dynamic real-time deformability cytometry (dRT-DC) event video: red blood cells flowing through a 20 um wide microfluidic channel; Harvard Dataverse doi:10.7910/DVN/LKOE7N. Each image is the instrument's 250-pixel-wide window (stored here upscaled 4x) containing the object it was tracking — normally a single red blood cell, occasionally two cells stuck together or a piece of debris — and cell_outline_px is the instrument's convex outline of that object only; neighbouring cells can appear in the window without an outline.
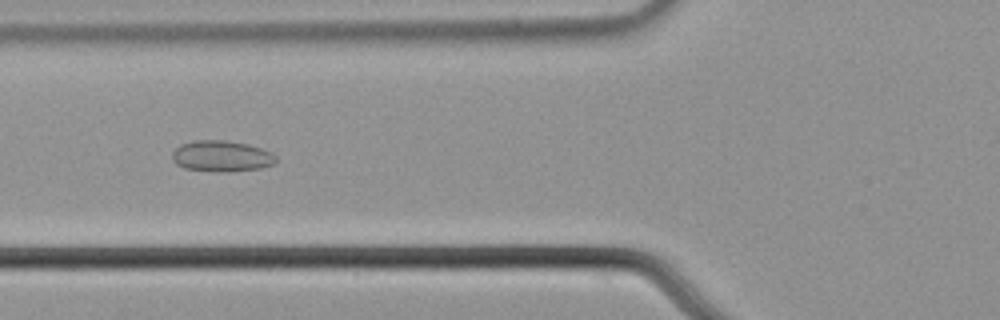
{"species": "common noctule bat (a hibernating species)", "species_latin": "Nyctalus noctula", "temperature_condition": "cold", "stored_images_in_passage": 53, "camera_frame_rate_fps": 3000, "um_per_image_px": 0.085, "animal": {"sex": "male", "body_mass_g": 21.5, "forearm_length_mm": 52.0}, "frame": {"image": 1, "passage_image": 23, "time_ms": 7.333, "image_size_px": [1000, 320], "cell_outline_px": [[276, 160], [272, 164], [260, 168], [228, 172], [216, 172], [184, 168], [176, 164], [172, 160], [172, 152], [180, 144], [192, 140], [224, 140], [248, 144], [272, 152], [276, 156]], "centroid_in_image_um": [18.8, 13.27], "position_along_channel_um": 107.0, "area_um2": 18.9}}
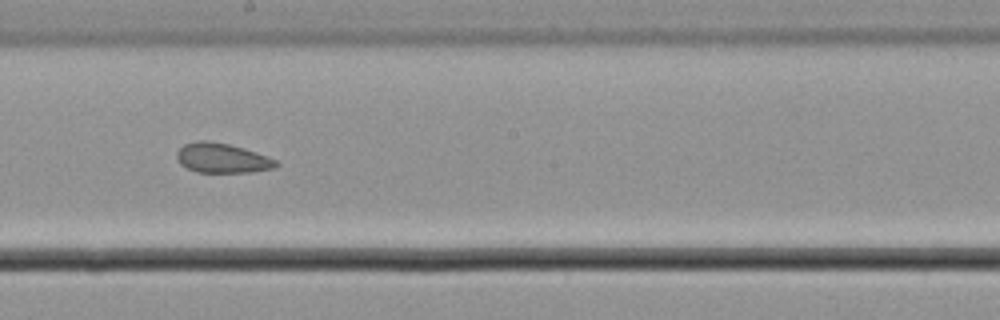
{"frame": {"image": 2, "passage_image": 33, "time_ms": 10.667, "image_size_px": [1000, 320], "cell_outline_px": [[280, 164], [276, 168], [252, 172], [196, 172], [180, 164], [176, 156], [176, 152], [184, 144], [196, 140], [208, 140], [228, 144], [244, 148], [256, 152], [276, 160]], "centroid_in_image_um": [18.88, 13.43], "position_along_channel_um": 229.3, "area_um2": 17.28}}
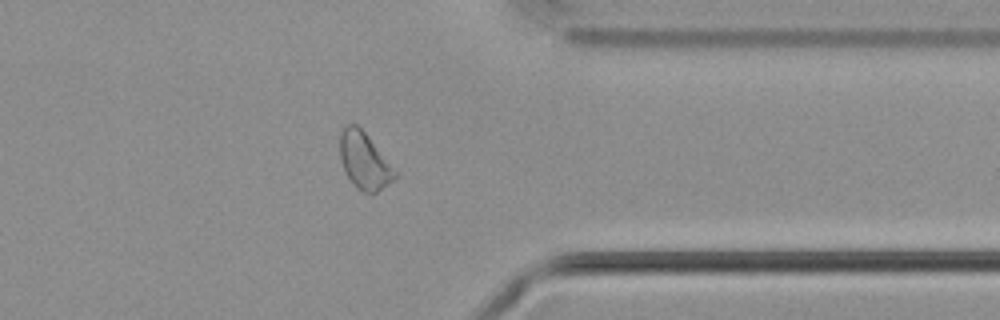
{"frame": {"image": 3, "passage_image": 46, "time_ms": 15.0, "image_size_px": [1000, 320], "cell_outline_px": [[400, 172], [392, 180], [376, 192], [364, 192], [356, 188], [352, 184], [344, 172], [340, 156], [340, 132], [344, 124], [356, 124], [364, 132]], "centroid_in_image_um": [30.97, 13.65], "position_along_channel_um": 380.4, "area_um2": 18.32}}